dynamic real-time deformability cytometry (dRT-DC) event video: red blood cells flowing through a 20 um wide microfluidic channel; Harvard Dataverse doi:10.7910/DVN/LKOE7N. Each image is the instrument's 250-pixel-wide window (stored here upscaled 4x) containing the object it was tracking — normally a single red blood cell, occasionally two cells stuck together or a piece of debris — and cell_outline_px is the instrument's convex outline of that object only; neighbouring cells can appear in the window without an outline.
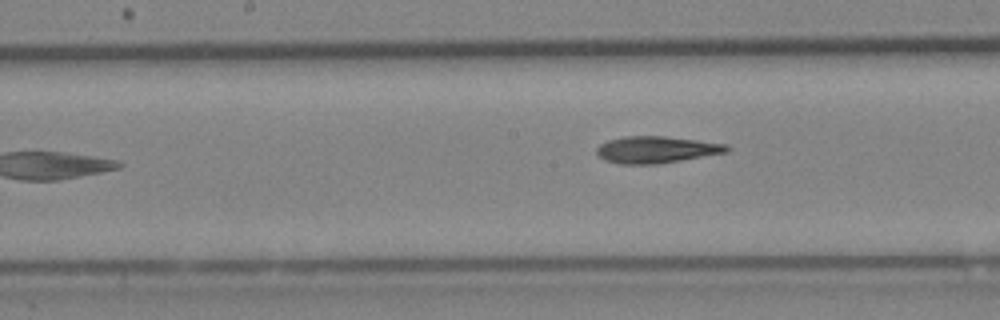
{"species": "Egyptian fruit bat (a non-hibernating species)", "species_latin": "Rousettus aegyptiacus", "temperature_condition": "cold", "stored_images_in_passage": 7, "camera_frame_rate_fps": 3000, "um_per_image_px": 0.085, "animal": {"sex": "female"}, "frame": {"image": 1, "passage_image": 6, "time_ms": 6.0, "image_size_px": [1000, 320], "cell_outline_px": [[732, 148], [728, 152], [656, 164], [624, 164], [604, 160], [596, 152], [596, 148], [600, 144], [608, 140], [624, 136], [664, 136], [728, 144]], "centroid_in_image_um": [55.8, 12.71], "position_along_channel_um": 192.4, "area_um2": 20.23}}
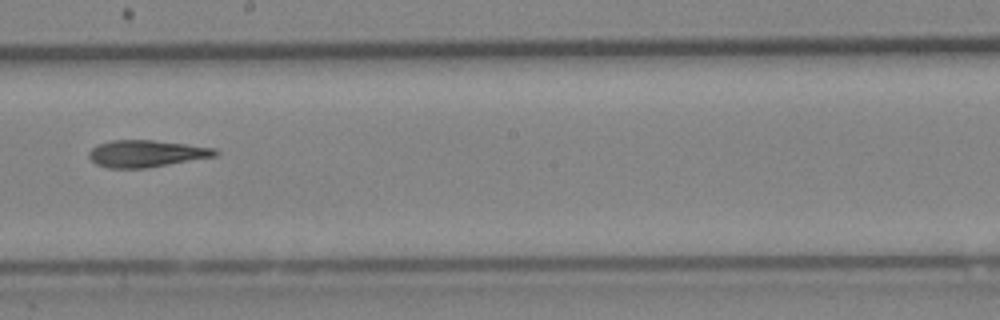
{"frame": {"image": 2, "passage_image": 7, "time_ms": 7.0, "image_size_px": [1000, 320], "cell_outline_px": [[220, 152], [216, 156], [144, 168], [108, 168], [96, 164], [88, 156], [88, 152], [92, 148], [100, 144], [112, 140], [152, 140], [216, 148]], "centroid_in_image_um": [12.43, 13.05], "position_along_channel_um": 235.8, "area_um2": 19.59}}